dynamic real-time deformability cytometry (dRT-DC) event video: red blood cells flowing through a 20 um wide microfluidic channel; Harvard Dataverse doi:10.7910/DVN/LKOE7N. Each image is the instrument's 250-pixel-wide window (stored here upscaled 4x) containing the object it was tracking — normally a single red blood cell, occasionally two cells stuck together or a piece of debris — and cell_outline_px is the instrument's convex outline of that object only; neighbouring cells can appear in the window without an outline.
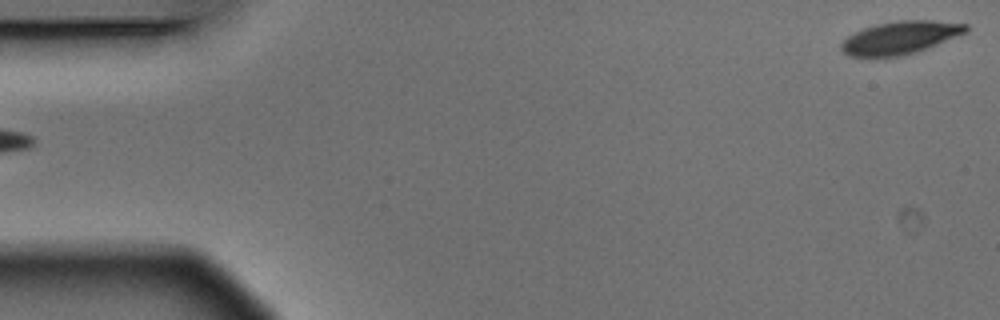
{"species": "Egyptian fruit bat (a non-hibernating species)", "species_latin": "Rousettus aegyptiacus", "temperature_condition": "warm", "stored_images_in_passage": 5, "segment_of_instrument_passage": [2, 2], "camera_frame_rate_fps": 3000, "um_per_image_px": 0.085, "animal": {"sex": "male"}, "frame": {"image": 1, "passage_image": 5, "time_ms": 1.333, "image_size_px": [1000, 320], "cell_outline_px": [[968, 32], [916, 52], [900, 56], [848, 56], [840, 48], [840, 44], [848, 36], [864, 28], [876, 24], [900, 20], [932, 20], [968, 24]], "centroid_in_image_um": [76.54, 3.19], "position_along_channel_um": 8.5, "area_um2": 23.64}}